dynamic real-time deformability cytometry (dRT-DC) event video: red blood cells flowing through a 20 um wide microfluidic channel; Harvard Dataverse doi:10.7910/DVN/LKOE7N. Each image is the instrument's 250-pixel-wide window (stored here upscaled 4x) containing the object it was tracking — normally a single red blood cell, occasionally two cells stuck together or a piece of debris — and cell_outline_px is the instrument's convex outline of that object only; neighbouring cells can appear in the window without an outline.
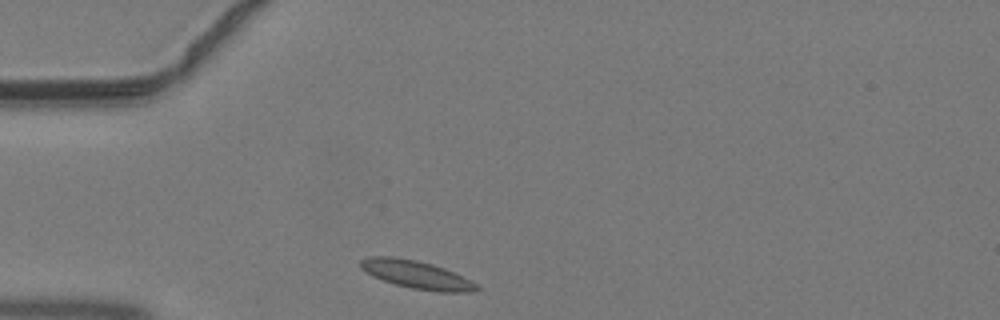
{"species": "common noctule bat (a hibernating species)", "species_latin": "Nyctalus noctula", "temperature_condition": "warm", "stored_images_in_passage": 33, "camera_frame_rate_fps": 3000, "um_per_image_px": 0.085, "animal": {"sex": "male", "body_mass_g": 19.2, "forearm_length_mm": 51.8}, "frame": {"image": 1, "passage_image": 1, "time_ms": 0.0, "image_size_px": [1000, 320], "cell_outline_px": [[480, 288], [472, 292], [440, 292], [412, 288], [396, 284], [372, 276], [360, 268], [360, 260], [368, 256], [396, 256], [416, 260], [432, 264], [444, 268], [476, 284]], "centroid_in_image_um": [35.34, 23.33], "position_along_channel_um": 49.7, "area_um2": 18.73}}
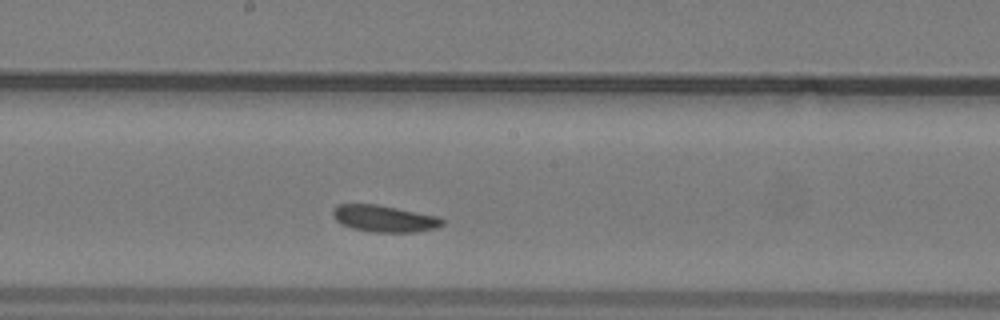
{"frame": {"image": 2, "passage_image": 13, "time_ms": 4.0, "image_size_px": [1000, 320], "cell_outline_px": [[444, 224], [436, 228], [416, 232], [372, 232], [352, 228], [340, 224], [332, 216], [332, 208], [336, 204], [376, 204], [436, 216], [444, 220]], "centroid_in_image_um": [32.61, 18.58], "position_along_channel_um": 215.6, "area_um2": 17.05}}
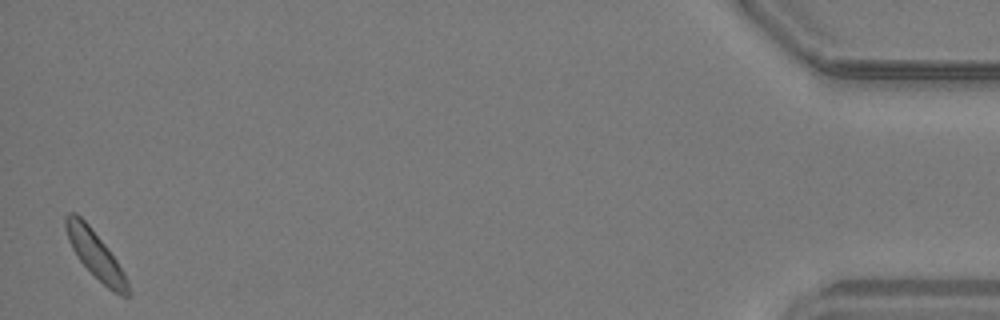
{"frame": {"image": 3, "passage_image": 33, "time_ms": 10.667, "image_size_px": [1000, 320], "cell_outline_px": [[132, 292], [128, 296], [120, 296], [108, 288], [80, 260], [72, 248], [68, 240], [64, 224], [64, 216], [68, 212], [76, 212], [88, 224], [108, 248], [124, 272], [128, 280]], "centroid_in_image_um": [8.13, 21.63], "position_along_channel_um": 427.1, "area_um2": 17.05}}